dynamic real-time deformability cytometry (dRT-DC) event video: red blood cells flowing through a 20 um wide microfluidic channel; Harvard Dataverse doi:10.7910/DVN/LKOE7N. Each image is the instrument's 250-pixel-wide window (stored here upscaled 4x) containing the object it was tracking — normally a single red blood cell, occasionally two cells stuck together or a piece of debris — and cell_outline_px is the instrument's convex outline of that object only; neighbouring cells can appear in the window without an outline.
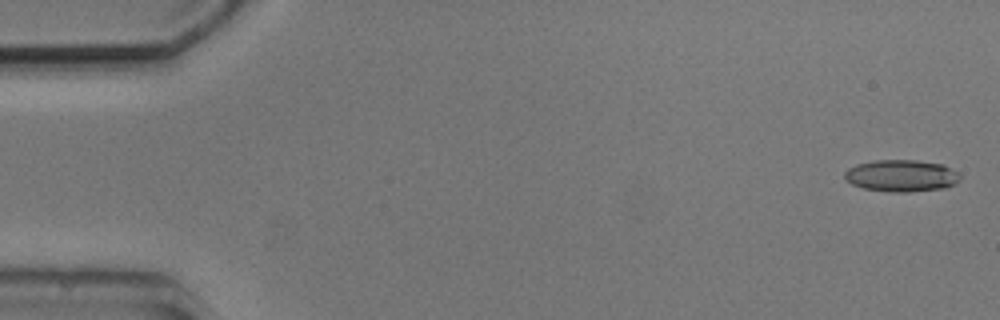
{"species": "common noctule bat (a hibernating species)", "species_latin": "Nyctalus noctula", "temperature_condition": "cold", "stored_images_in_passage": 5, "camera_frame_rate_fps": 3000, "um_per_image_px": 0.085, "animal": {"sex": "male", "body_mass_g": 20.5, "forearm_length_mm": 52.5}, "frame": {"image": 1, "passage_image": 1, "time_ms": 0.0, "image_size_px": [1000, 320], "cell_outline_px": [[960, 180], [944, 188], [908, 192], [888, 192], [864, 188], [852, 184], [844, 180], [844, 172], [848, 168], [856, 164], [876, 160], [916, 160], [944, 164], [956, 172], [960, 176]], "centroid_in_image_um": [76.58, 14.93], "position_along_channel_um": 8.4, "area_um2": 21.5}}
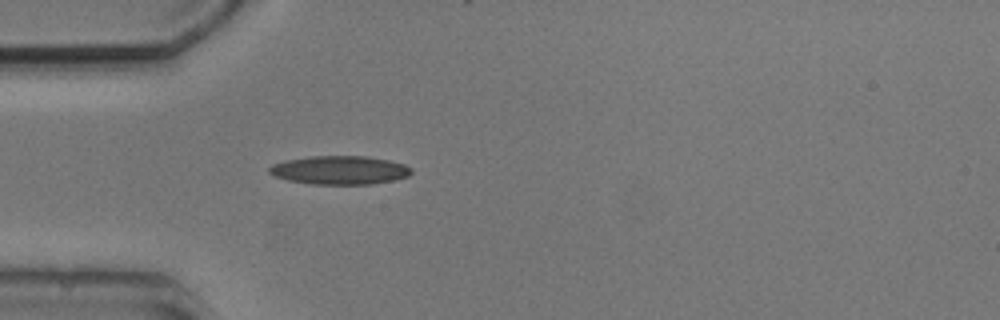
{"frame": {"image": 2, "passage_image": 5, "time_ms": 4.667, "image_size_px": [1000, 320], "cell_outline_px": [[412, 172], [408, 176], [396, 180], [372, 184], [312, 184], [288, 180], [276, 176], [268, 172], [268, 168], [272, 164], [284, 160], [312, 156], [368, 156], [388, 160], [404, 164], [412, 168]], "centroid_in_image_um": [28.89, 14.46], "position_along_channel_um": 56.1, "area_um2": 23.76}}